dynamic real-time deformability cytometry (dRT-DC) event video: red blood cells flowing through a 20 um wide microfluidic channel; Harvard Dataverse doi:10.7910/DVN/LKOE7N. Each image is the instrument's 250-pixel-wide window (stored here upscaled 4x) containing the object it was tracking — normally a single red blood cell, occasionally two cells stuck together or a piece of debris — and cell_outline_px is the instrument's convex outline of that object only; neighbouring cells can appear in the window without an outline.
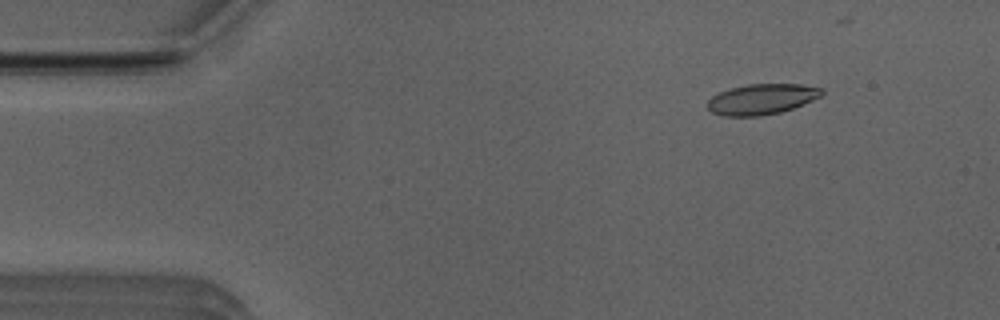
{"species": "Egyptian fruit bat (a non-hibernating species)", "species_latin": "Rousettus aegyptiacus", "temperature_condition": "room temperature", "stored_images_in_passage": 21, "camera_frame_rate_fps": 3000, "um_per_image_px": 0.085, "animal": {"sex": "male"}, "frame": {"image": 1, "passage_image": 6, "time_ms": 1.667, "image_size_px": [1000, 320], "cell_outline_px": [[824, 92], [820, 96], [812, 100], [792, 108], [780, 112], [760, 116], [724, 116], [712, 112], [708, 108], [708, 100], [712, 96], [720, 92], [732, 88], [748, 84], [800, 84], [824, 88]], "centroid_in_image_um": [64.75, 8.42], "position_along_channel_um": 20.2, "area_um2": 20.17}}
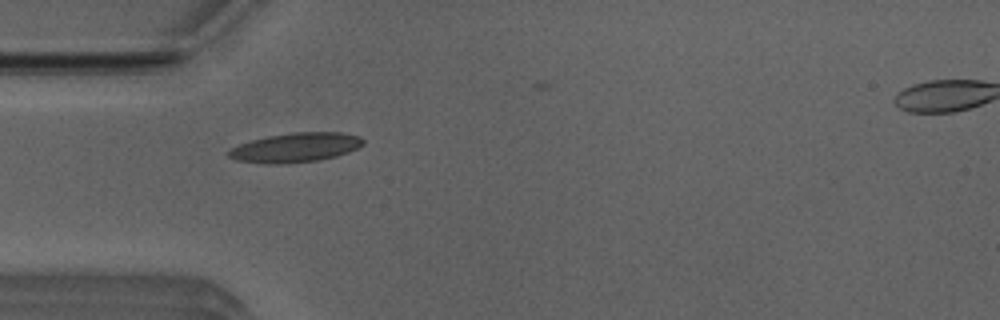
{"frame": {"image": 2, "passage_image": 15, "time_ms": 4.667, "image_size_px": [1000, 320], "cell_outline_px": [[364, 144], [348, 152], [336, 156], [316, 160], [272, 164], [268, 164], [236, 160], [228, 156], [228, 152], [232, 148], [240, 144], [252, 140], [268, 136], [296, 132], [340, 132], [360, 136], [364, 140]], "centroid_in_image_um": [25.14, 12.53], "position_along_channel_um": 59.9, "area_um2": 22.66}}